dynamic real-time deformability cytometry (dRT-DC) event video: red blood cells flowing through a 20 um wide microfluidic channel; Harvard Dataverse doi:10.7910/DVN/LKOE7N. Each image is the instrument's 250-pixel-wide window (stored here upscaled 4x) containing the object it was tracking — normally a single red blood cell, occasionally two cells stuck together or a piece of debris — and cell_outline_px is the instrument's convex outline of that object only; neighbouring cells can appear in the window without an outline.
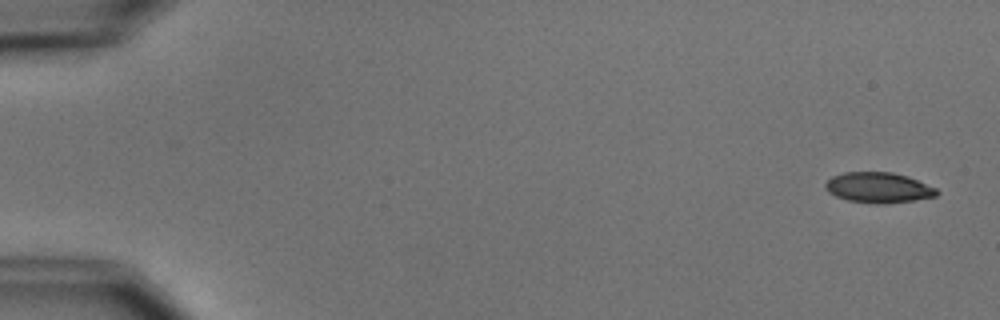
{"species": "common noctule bat (a hibernating species)", "species_latin": "Nyctalus noctula", "temperature_condition": "cold", "stored_images_in_passage": 4, "camera_frame_rate_fps": 3000, "um_per_image_px": 0.085, "animal": {"sex": "male", "body_mass_g": 15.6}, "frame": {"image": 1, "passage_image": 1, "time_ms": 0.0, "image_size_px": [1000, 320], "cell_outline_px": [[940, 192], [936, 196], [912, 200], [884, 204], [876, 204], [848, 200], [836, 196], [828, 192], [824, 188], [824, 184], [832, 176], [844, 172], [892, 172], [908, 176], [936, 188]], "centroid_in_image_um": [74.65, 15.94], "position_along_channel_um": 10.3, "area_um2": 19.77}}
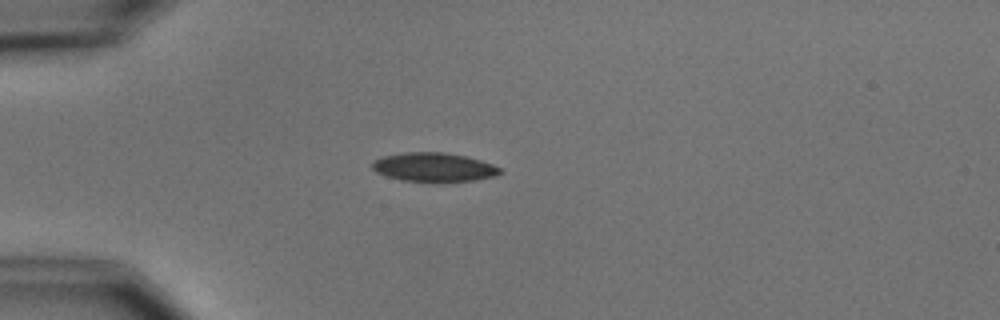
{"frame": {"image": 2, "passage_image": 4, "time_ms": 4.333, "image_size_px": [1000, 320], "cell_outline_px": [[504, 172], [496, 176], [472, 180], [436, 184], [400, 180], [376, 172], [372, 168], [372, 160], [384, 156], [404, 152], [444, 152], [464, 156], [480, 160], [492, 164], [500, 168]], "centroid_in_image_um": [36.88, 14.24], "position_along_channel_um": 48.1, "area_um2": 22.08}}